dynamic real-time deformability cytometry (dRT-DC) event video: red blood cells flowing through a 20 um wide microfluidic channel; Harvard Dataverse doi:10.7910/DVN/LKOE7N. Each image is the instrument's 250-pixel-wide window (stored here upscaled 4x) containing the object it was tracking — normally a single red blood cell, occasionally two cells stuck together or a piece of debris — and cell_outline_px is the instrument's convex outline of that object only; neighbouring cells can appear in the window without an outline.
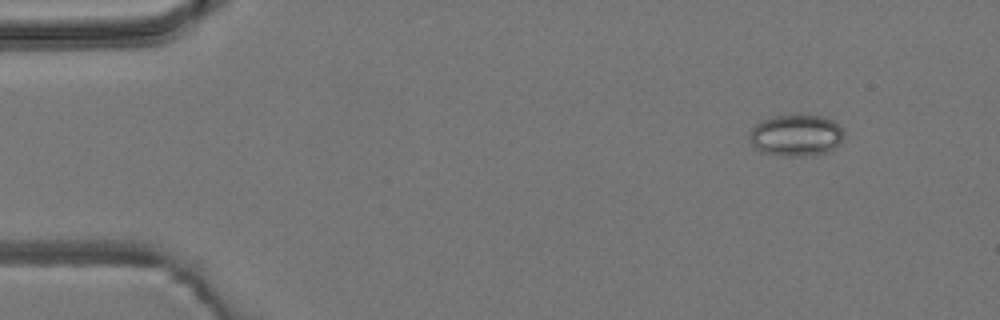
{"species": "common noctule bat (a hibernating species)", "species_latin": "Nyctalus noctula", "temperature_condition": "room temperature", "stored_images_in_passage": 5, "camera_frame_rate_fps": 3000, "um_per_image_px": 0.085, "animal": {"sex": "male", "body_mass_g": 19.2, "forearm_length_mm": 51.8}, "frame": {"image": 1, "passage_image": 2, "time_ms": 1.333, "image_size_px": [1000, 320], "cell_outline_px": [[844, 136], [840, 144], [836, 148], [828, 152], [812, 156], [780, 156], [760, 152], [752, 144], [748, 136], [752, 128], [756, 124], [764, 120], [776, 116], [820, 116], [832, 120], [844, 132]], "centroid_in_image_um": [67.68, 11.55], "position_along_channel_um": 17.3, "area_um2": 22.89}}